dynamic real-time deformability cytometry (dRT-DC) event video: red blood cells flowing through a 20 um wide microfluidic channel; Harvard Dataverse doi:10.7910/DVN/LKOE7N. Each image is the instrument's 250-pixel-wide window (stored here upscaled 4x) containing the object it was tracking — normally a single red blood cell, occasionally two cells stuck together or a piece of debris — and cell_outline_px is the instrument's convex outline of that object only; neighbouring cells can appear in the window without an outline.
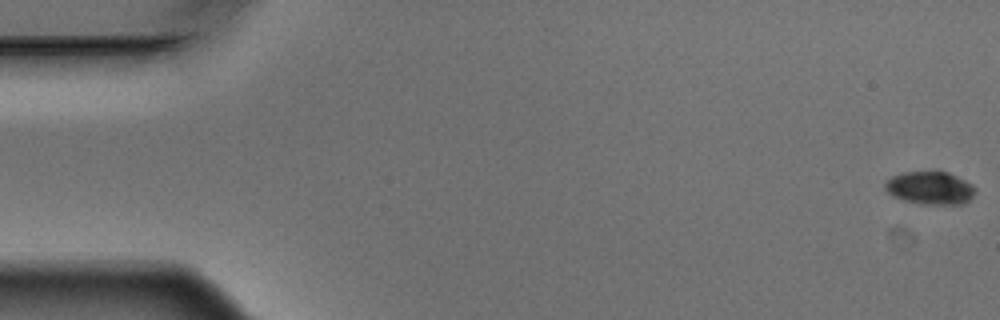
{"species": "Egyptian fruit bat (a non-hibernating species)", "species_latin": "Rousettus aegyptiacus", "temperature_condition": "warm", "stored_images_in_passage": 6, "camera_frame_rate_fps": 3000, "um_per_image_px": 0.085, "animal": {"sex": "male"}, "frame": {"image": 1, "passage_image": 1, "time_ms": 0.0, "image_size_px": [1000, 320], "cell_outline_px": [[976, 192], [964, 204], [920, 204], [904, 200], [892, 196], [884, 188], [884, 184], [892, 176], [904, 172], [948, 172], [972, 184], [976, 188]], "centroid_in_image_um": [79.06, 15.98], "position_along_channel_um": 5.9, "area_um2": 17.22}}
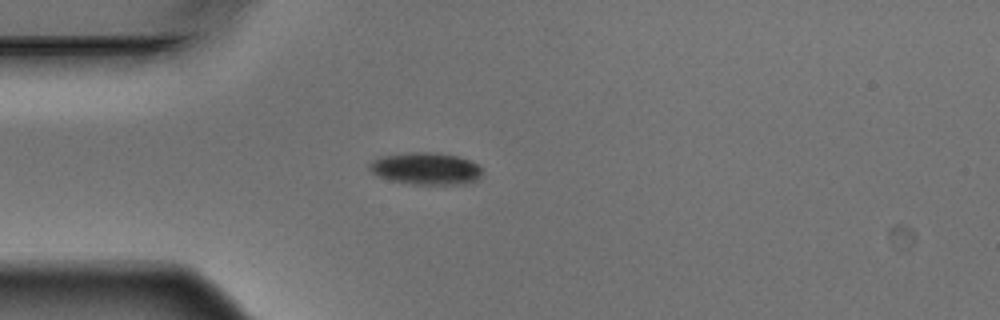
{"frame": {"image": 2, "passage_image": 5, "time_ms": 1.333, "image_size_px": [1000, 320], "cell_outline_px": [[480, 176], [476, 180], [464, 184], [412, 184], [392, 180], [376, 176], [368, 168], [368, 164], [372, 160], [380, 156], [412, 152], [428, 152], [456, 156], [468, 160], [476, 164], [480, 168]], "centroid_in_image_um": [36.13, 14.33], "position_along_channel_um": 48.9, "area_um2": 20.87}}